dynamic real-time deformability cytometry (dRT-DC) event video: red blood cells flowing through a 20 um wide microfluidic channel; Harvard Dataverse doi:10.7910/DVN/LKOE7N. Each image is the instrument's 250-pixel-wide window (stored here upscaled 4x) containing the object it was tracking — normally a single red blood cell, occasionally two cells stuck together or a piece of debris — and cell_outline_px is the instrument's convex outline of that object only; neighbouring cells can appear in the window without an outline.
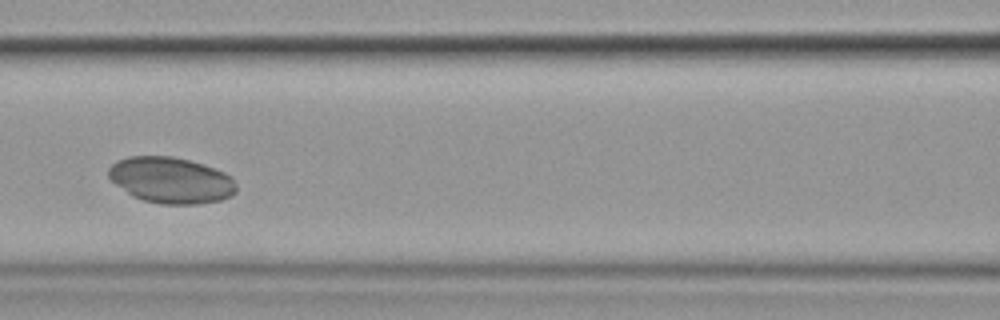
{"species": "common noctule bat (a hibernating species)", "species_latin": "Nyctalus noctula", "temperature_condition": "cold", "stored_images_in_passage": 6, "camera_frame_rate_fps": 3000, "um_per_image_px": 0.085, "animal": {"sex": "female", "body_mass_g": 19.9}, "frame": {"image": 1, "passage_image": 5, "time_ms": 4.667, "image_size_px": [1000, 320], "cell_outline_px": [[236, 192], [232, 196], [220, 200], [196, 204], [160, 204], [144, 200], [132, 196], [116, 184], [108, 176], [108, 168], [116, 160], [128, 156], [172, 156], [204, 164], [224, 172], [232, 176], [236, 184]], "centroid_in_image_um": [14.54, 15.31], "position_along_channel_um": 152.1, "area_um2": 34.45}}
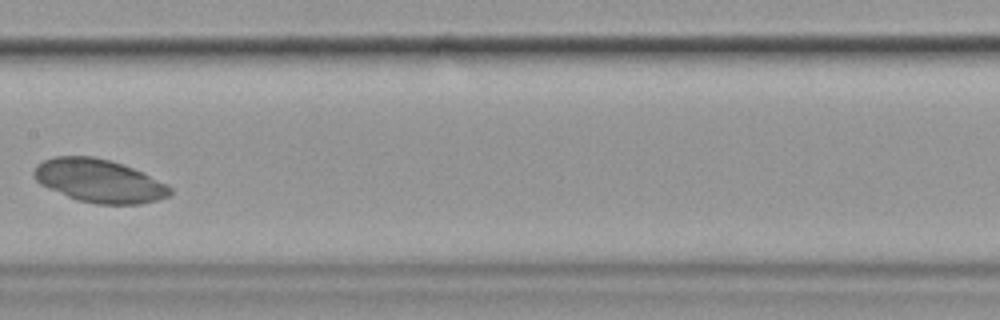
{"frame": {"image": 2, "passage_image": 6, "time_ms": 6.0, "image_size_px": [1000, 320], "cell_outline_px": [[172, 192], [168, 196], [156, 200], [140, 204], [96, 204], [76, 200], [48, 188], [40, 184], [32, 176], [32, 172], [36, 164], [44, 160], [56, 156], [92, 156], [108, 160], [144, 172], [168, 184], [172, 188]], "centroid_in_image_um": [8.41, 15.37], "position_along_channel_um": 199.0, "area_um2": 34.39}}